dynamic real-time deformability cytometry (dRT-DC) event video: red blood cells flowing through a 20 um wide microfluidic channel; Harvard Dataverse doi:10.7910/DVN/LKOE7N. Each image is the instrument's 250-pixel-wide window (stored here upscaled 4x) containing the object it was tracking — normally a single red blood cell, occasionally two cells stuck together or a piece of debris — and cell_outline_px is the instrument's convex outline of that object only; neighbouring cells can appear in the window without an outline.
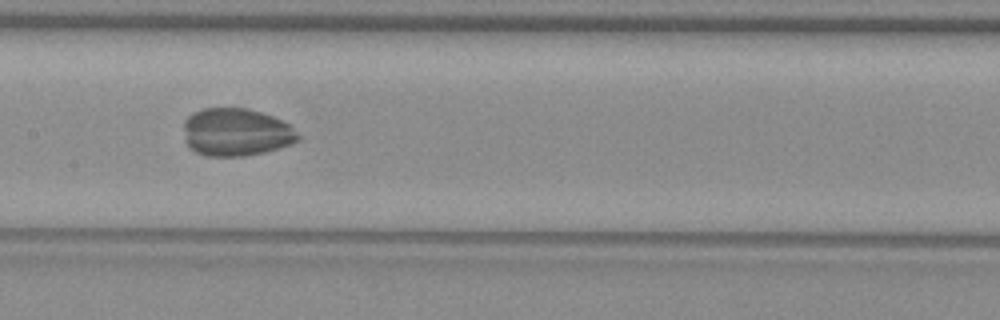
{"species": "common noctule bat (a hibernating species)", "species_latin": "Nyctalus noctula", "temperature_condition": "warm", "stored_images_in_passage": 52, "camera_frame_rate_fps": 3000, "um_per_image_px": 0.085, "animal": {"sex": "female", "body_mass_g": 29.2, "forearm_length_mm": 56.3}, "frame": {"image": 1, "passage_image": 24, "time_ms": 7.667, "image_size_px": [1000, 320], "cell_outline_px": [[300, 140], [280, 148], [264, 152], [244, 156], [204, 156], [188, 148], [184, 140], [184, 120], [192, 112], [204, 108], [248, 108], [272, 116], [288, 124], [300, 136]], "centroid_in_image_um": [20.03, 11.24], "position_along_channel_um": 187.4, "area_um2": 32.08}}
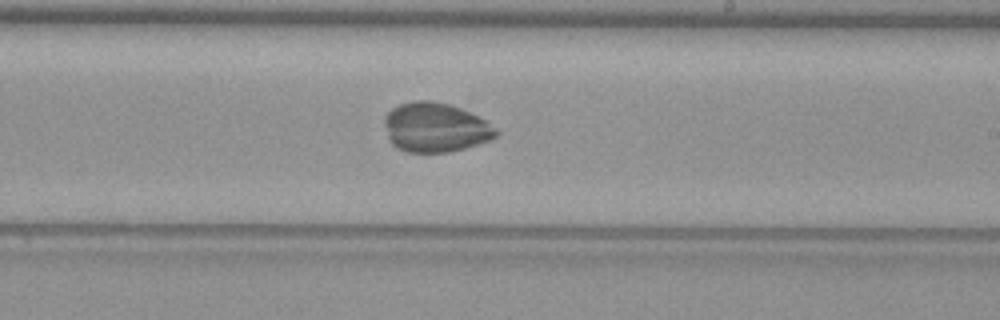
{"frame": {"image": 2, "passage_image": 29, "time_ms": 9.333, "image_size_px": [1000, 320], "cell_outline_px": [[500, 132], [496, 136], [488, 140], [464, 148], [448, 152], [408, 152], [396, 148], [388, 140], [384, 124], [384, 116], [392, 108], [400, 104], [416, 100], [432, 100], [448, 104], [460, 108], [484, 120]], "centroid_in_image_um": [36.95, 10.83], "position_along_channel_um": 252.1, "area_um2": 31.96}}
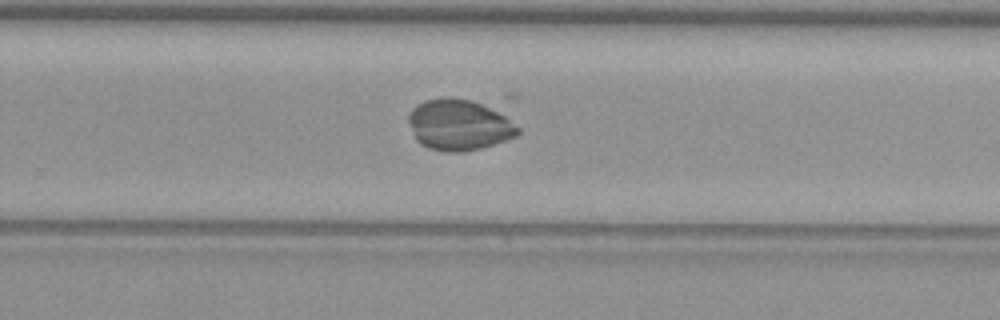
{"frame": {"image": 3, "passage_image": 32, "time_ms": 10.333, "image_size_px": [1000, 320], "cell_outline_px": [[520, 132], [516, 136], [480, 148], [464, 152], [444, 152], [428, 148], [420, 144], [416, 140], [408, 120], [408, 112], [416, 104], [424, 100], [444, 96], [452, 96], [472, 100], [504, 116], [520, 128]], "centroid_in_image_um": [38.95, 10.61], "position_along_channel_um": 290.9, "area_um2": 32.43}}